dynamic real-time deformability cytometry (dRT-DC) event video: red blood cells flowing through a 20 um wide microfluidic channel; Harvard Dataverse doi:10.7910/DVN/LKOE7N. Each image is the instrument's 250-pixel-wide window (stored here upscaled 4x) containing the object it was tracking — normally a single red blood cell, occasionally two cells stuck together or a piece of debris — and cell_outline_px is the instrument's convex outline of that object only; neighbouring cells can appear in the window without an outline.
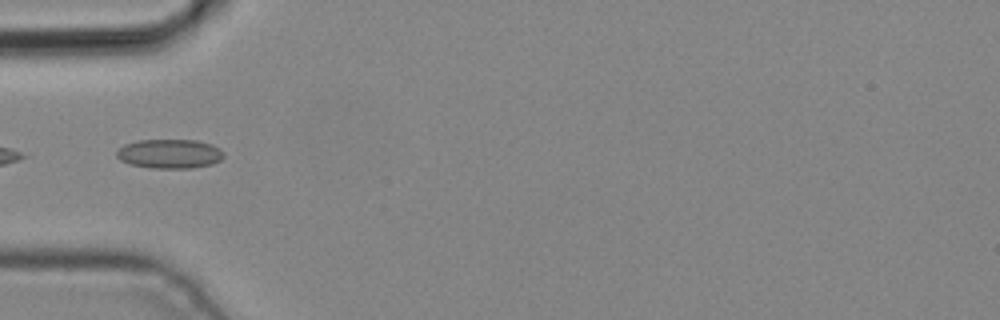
{"species": "common noctule bat (a hibernating species)", "species_latin": "Nyctalus noctula", "temperature_condition": "cold", "stored_images_in_passage": 4, "camera_frame_rate_fps": 3000, "um_per_image_px": 0.085, "animal": {"sex": "male", "body_mass_g": 19.2, "forearm_length_mm": 51.8}, "frame": {"image": 1, "passage_image": 4, "time_ms": 1.0, "image_size_px": [1000, 320], "cell_outline_px": [[224, 156], [220, 160], [212, 164], [192, 168], [152, 168], [128, 164], [120, 160], [116, 156], [116, 152], [124, 144], [136, 140], [196, 140], [212, 144], [220, 148], [224, 152]], "centroid_in_image_um": [14.42, 13.07], "position_along_channel_um": 70.6, "area_um2": 18.44}}